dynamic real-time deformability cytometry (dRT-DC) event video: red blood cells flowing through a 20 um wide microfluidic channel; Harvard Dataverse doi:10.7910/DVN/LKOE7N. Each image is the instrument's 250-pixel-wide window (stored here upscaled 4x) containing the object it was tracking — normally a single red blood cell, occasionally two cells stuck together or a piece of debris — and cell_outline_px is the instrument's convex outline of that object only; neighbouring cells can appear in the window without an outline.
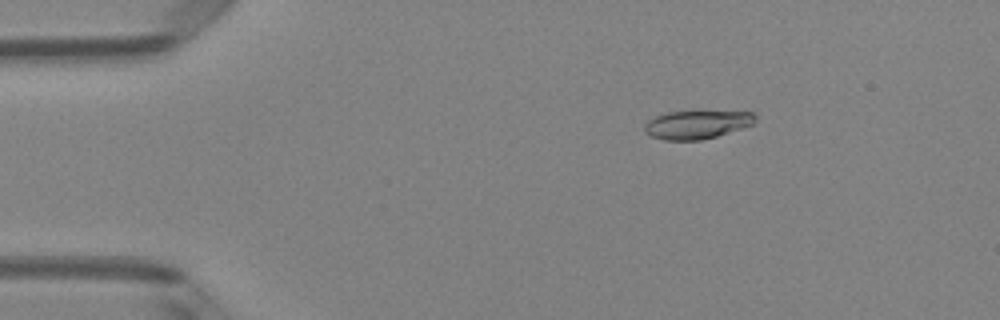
{"species": "Egyptian fruit bat (a non-hibernating species)", "species_latin": "Rousettus aegyptiacus", "temperature_condition": "room temperature", "stored_images_in_passage": 5, "camera_frame_rate_fps": 3000, "um_per_image_px": 0.085, "animal": {"sex": "female"}, "frame": {"image": 1, "passage_image": 3, "time_ms": 0.667, "image_size_px": [1000, 320], "cell_outline_px": [[756, 120], [752, 124], [716, 136], [700, 140], [664, 140], [652, 136], [644, 132], [644, 124], [648, 120], [656, 116], [668, 112], [700, 108], [756, 112]], "centroid_in_image_um": [59.27, 10.51], "position_along_channel_um": 25.7, "area_um2": 19.25}}